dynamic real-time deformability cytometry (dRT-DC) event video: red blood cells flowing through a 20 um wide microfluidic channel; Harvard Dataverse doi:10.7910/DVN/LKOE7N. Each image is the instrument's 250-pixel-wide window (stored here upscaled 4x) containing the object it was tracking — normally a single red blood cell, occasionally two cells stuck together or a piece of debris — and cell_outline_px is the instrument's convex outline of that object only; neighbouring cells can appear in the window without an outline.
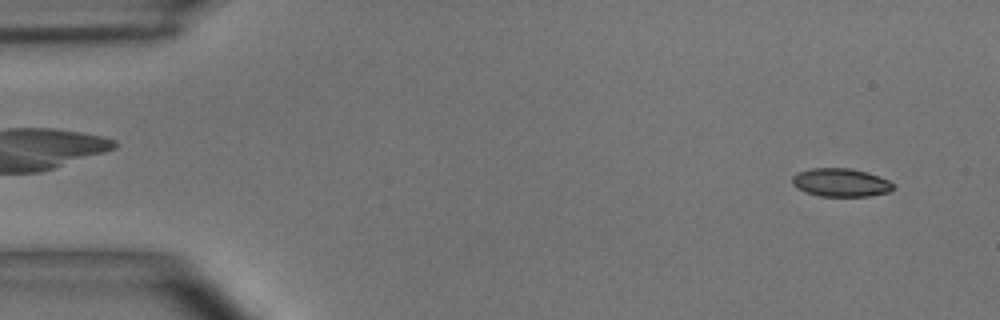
{"species": "common noctule bat (a hibernating species)", "species_latin": "Nyctalus noctula", "temperature_condition": "room temperature", "stored_images_in_passage": 52, "camera_frame_rate_fps": 3000, "um_per_image_px": 0.085, "animal": {"sex": "male", "body_mass_g": 15.6}, "frame": {"image": 1, "passage_image": 2, "time_ms": 0.333, "image_size_px": [1000, 320], "cell_outline_px": [[896, 188], [888, 192], [868, 196], [820, 196], [804, 192], [796, 188], [792, 184], [792, 176], [796, 172], [812, 168], [848, 168], [868, 172], [888, 180]], "centroid_in_image_um": [71.43, 15.51], "position_along_channel_um": 13.6, "area_um2": 16.76}}
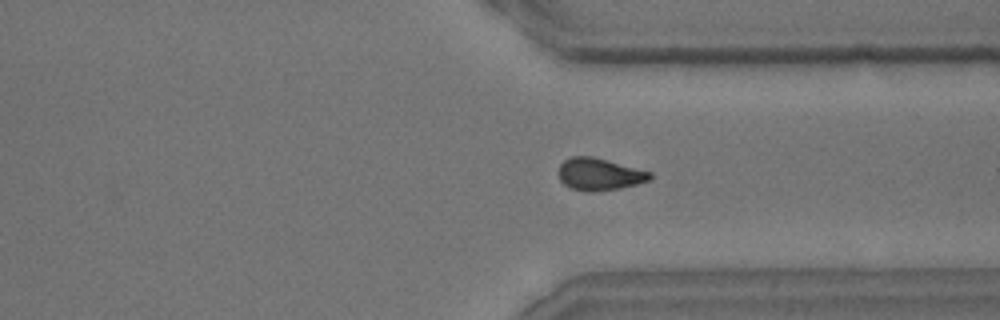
{"frame": {"image": 2, "passage_image": 39, "time_ms": 12.667, "image_size_px": [1000, 320], "cell_outline_px": [[652, 176], [648, 180], [636, 184], [620, 188], [592, 192], [588, 192], [572, 188], [564, 184], [560, 180], [560, 164], [564, 160], [572, 156], [592, 156], [608, 160], [652, 172]], "centroid_in_image_um": [50.95, 14.8], "position_along_channel_um": 360.4, "area_um2": 16.99}}
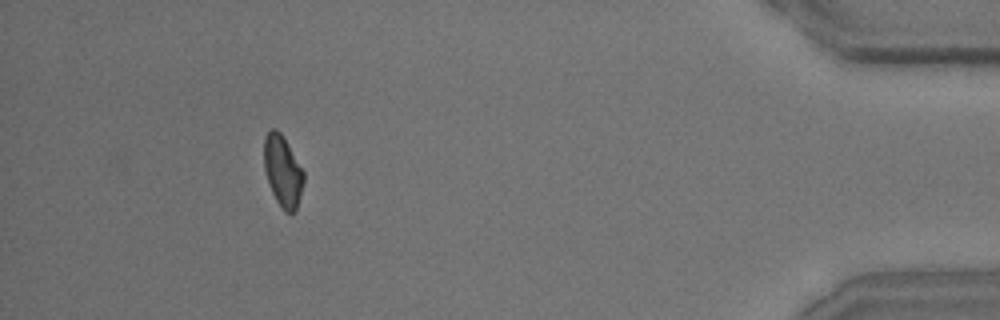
{"frame": {"image": 3, "passage_image": 48, "time_ms": 15.667, "image_size_px": [1000, 320], "cell_outline_px": [[304, 180], [296, 212], [284, 212], [280, 208], [272, 192], [264, 168], [264, 136], [272, 128], [276, 128], [280, 132], [304, 172]], "centroid_in_image_um": [24.03, 14.57], "position_along_channel_um": 411.2, "area_um2": 16.3}, "authors_computed_cell_mechanics": {"area_um2": 17.1088, "velocity_mm_per_s": 3.674, "shape_relaxation_time_tau1_ms": 9.3893, "shape_relaxation_time_tau2_ms": 5.4485, "deformation_change_tau1": 0.1692, "deformation_change_tau2": 0.1091}}